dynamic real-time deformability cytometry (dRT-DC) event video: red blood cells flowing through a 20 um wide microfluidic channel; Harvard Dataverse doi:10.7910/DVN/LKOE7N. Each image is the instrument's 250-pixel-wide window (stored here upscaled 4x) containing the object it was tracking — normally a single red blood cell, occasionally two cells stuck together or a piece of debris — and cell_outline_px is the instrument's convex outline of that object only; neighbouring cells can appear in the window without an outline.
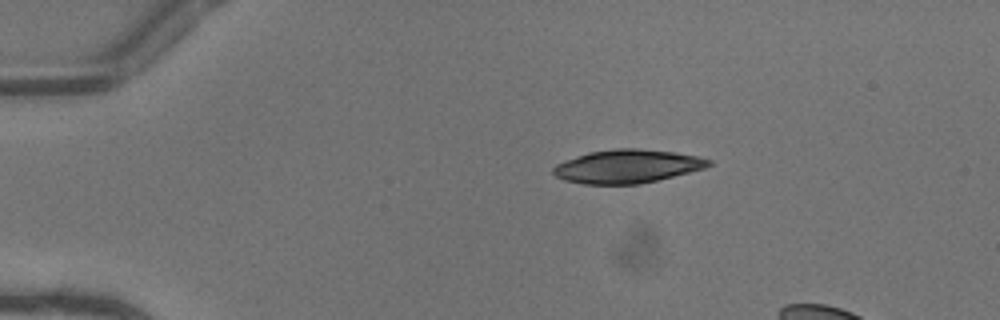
{"species": "common noctule bat (a hibernating species)", "species_latin": "Nyctalus noctula", "temperature_condition": "warm", "stored_images_in_passage": 8, "camera_frame_rate_fps": 3000, "um_per_image_px": 0.085, "animal": {"sex": "female"}, "frame": {"image": 1, "passage_image": 1, "time_ms": 0.0, "image_size_px": [1000, 320], "cell_outline_px": [[712, 164], [704, 168], [640, 184], [584, 184], [564, 180], [556, 176], [552, 172], [552, 168], [556, 164], [588, 152], [616, 148], [636, 148], [676, 152], [700, 156], [712, 160]], "centroid_in_image_um": [53.32, 14.13], "position_along_channel_um": 31.7, "area_um2": 30.23}}